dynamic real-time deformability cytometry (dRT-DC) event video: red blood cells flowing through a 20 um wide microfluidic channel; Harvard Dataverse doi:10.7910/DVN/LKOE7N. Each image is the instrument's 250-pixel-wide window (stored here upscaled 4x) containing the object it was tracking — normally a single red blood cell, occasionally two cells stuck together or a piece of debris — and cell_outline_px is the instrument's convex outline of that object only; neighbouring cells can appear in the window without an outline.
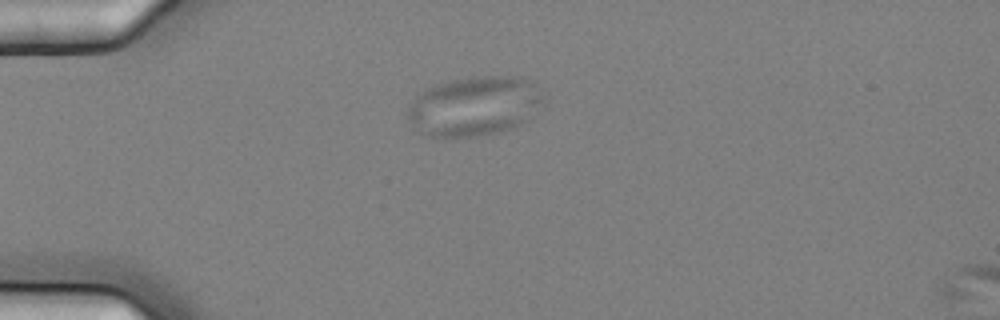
{"species": "common noctule bat (a hibernating species)", "species_latin": "Nyctalus noctula", "temperature_condition": "cold", "stored_images_in_passage": 3, "camera_frame_rate_fps": 3000, "um_per_image_px": 0.085, "animal": {"sex": "female", "body_mass_g": 25.1}, "frame": {"image": 1, "passage_image": 1, "time_ms": 0.0, "image_size_px": [1000, 320], "cell_outline_px": [[540, 100], [520, 124], [516, 128], [476, 136], [428, 136], [416, 132], [412, 128], [408, 120], [408, 104], [420, 92], [436, 84], [472, 76], [516, 76], [532, 80], [540, 96]], "centroid_in_image_um": [40.19, 9.02], "position_along_channel_um": 44.8, "area_um2": 46.36}}
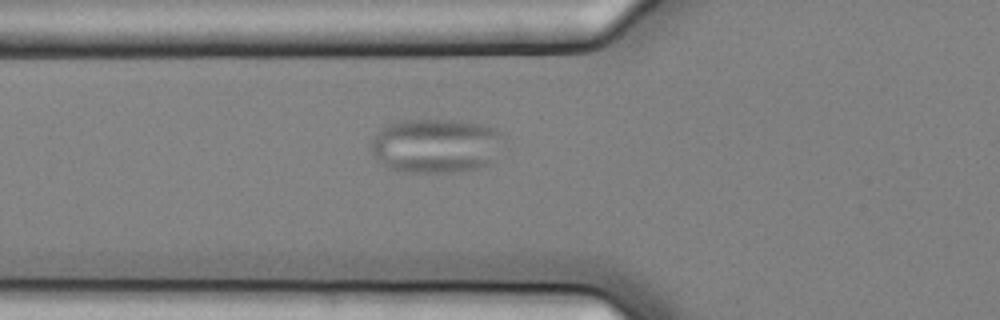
{"frame": {"image": 2, "passage_image": 3, "time_ms": 0.667, "image_size_px": [1000, 320], "cell_outline_px": [[508, 148], [488, 164], [476, 168], [452, 172], [408, 172], [388, 168], [380, 164], [376, 160], [372, 152], [372, 140], [376, 132], [380, 128], [388, 124], [404, 120], [460, 120], [480, 124], [496, 128], [508, 136]], "centroid_in_image_um": [37.17, 12.37], "position_along_channel_um": 88.6, "area_um2": 43.18}}